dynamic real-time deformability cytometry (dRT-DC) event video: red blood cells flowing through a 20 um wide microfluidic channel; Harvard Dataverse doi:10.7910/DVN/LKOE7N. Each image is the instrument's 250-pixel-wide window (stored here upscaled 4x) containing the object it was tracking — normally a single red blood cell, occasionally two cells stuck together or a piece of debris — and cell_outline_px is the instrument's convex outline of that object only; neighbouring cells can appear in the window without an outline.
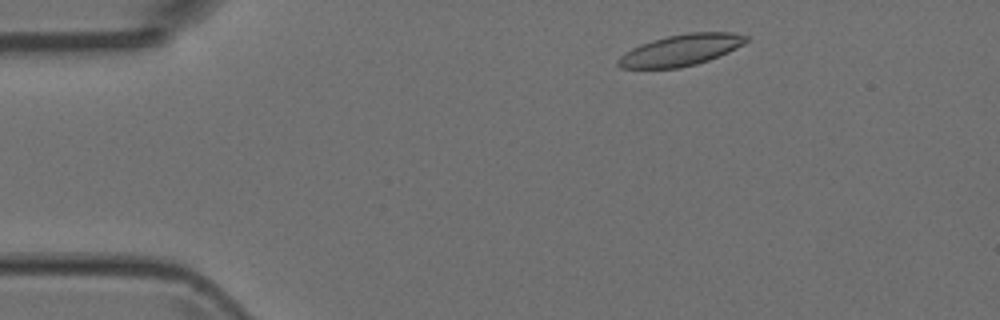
{"species": "Egyptian fruit bat (a non-hibernating species)", "species_latin": "Rousettus aegyptiacus", "temperature_condition": "room temperature", "stored_images_in_passage": 4, "camera_frame_rate_fps": 3000, "um_per_image_px": 0.085, "animal": {"sex": "female"}, "frame": {"image": 1, "passage_image": 2, "time_ms": 0.333, "image_size_px": [1000, 320], "cell_outline_px": [[748, 40], [744, 44], [728, 52], [708, 60], [696, 64], [680, 68], [620, 68], [616, 64], [616, 60], [624, 52], [640, 44], [652, 40], [668, 36], [688, 32], [732, 32], [748, 36]], "centroid_in_image_um": [57.85, 4.26], "position_along_channel_um": 27.1, "area_um2": 23.41}}